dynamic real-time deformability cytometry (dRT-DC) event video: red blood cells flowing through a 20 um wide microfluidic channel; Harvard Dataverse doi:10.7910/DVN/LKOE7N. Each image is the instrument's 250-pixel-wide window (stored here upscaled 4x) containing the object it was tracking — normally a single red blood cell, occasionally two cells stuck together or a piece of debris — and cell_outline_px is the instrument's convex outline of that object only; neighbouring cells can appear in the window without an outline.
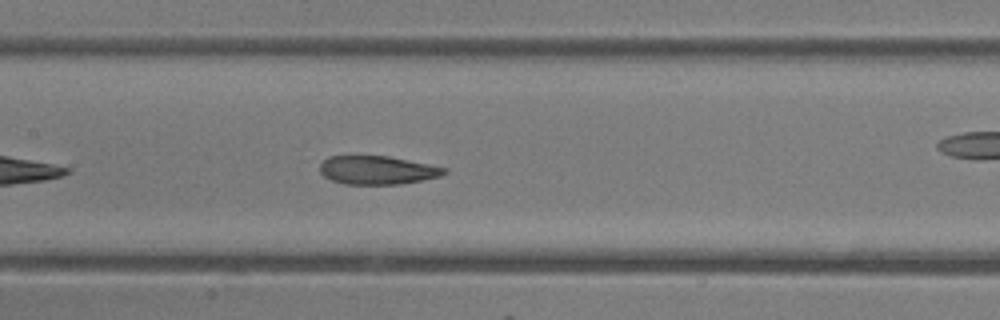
{"species": "common noctule bat (a hibernating species)", "species_latin": "Nyctalus noctula", "temperature_condition": "room temperature", "stored_images_in_passage": 17, "camera_frame_rate_fps": 3000, "um_per_image_px": 0.085, "animal": {"sex": "female"}, "frame": {"image": 1, "passage_image": 10, "time_ms": 3.0, "image_size_px": [1000, 320], "cell_outline_px": [[448, 172], [440, 176], [400, 184], [344, 184], [332, 180], [324, 176], [320, 172], [320, 164], [328, 156], [388, 156], [448, 168]], "centroid_in_image_um": [32.07, 14.46], "position_along_channel_um": 175.3, "area_um2": 20.52}}